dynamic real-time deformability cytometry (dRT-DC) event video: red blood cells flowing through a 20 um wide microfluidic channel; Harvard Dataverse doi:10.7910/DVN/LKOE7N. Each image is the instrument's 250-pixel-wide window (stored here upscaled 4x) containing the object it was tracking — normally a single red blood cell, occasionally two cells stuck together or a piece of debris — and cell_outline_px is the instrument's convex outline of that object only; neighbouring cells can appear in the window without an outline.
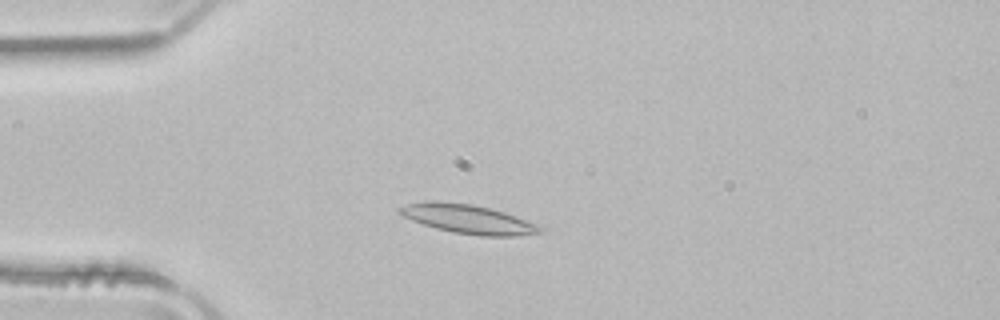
{"species": "common noctule bat (a hibernating species)", "species_latin": "Nyctalus noctula", "temperature_condition": "room temperature", "stored_images_in_passage": 13, "camera_frame_rate_fps": 3000, "um_per_image_px": 0.085, "animal": {"sex": "male", "body_mass_g": 21.5, "forearm_length_mm": 52.0}, "frame": {"image": 1, "passage_image": 10, "time_ms": 3.0, "image_size_px": [1000, 320], "cell_outline_px": [[548, 228], [544, 232], [516, 236], [480, 236], [452, 232], [436, 228], [412, 220], [404, 216], [396, 208], [408, 204], [424, 200], [436, 200], [472, 204], [504, 212]], "centroid_in_image_um": [39.82, 18.62], "position_along_channel_um": 45.2, "area_um2": 23.87}}